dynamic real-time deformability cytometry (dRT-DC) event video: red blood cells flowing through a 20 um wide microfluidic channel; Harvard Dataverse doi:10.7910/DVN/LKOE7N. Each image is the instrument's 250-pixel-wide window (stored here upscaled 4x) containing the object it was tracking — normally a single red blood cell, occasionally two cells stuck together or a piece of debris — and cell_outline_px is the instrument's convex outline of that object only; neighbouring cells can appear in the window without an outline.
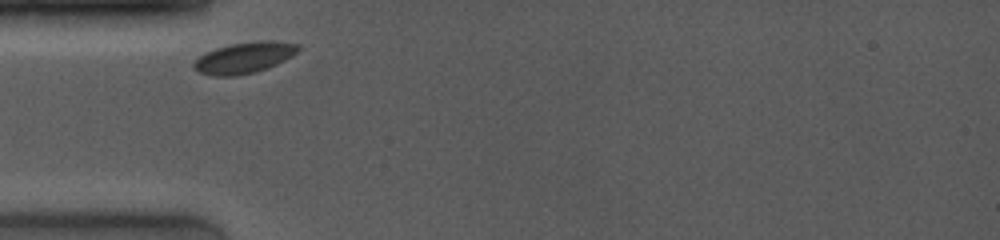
{"species": "common noctule bat (a hibernating species)", "species_latin": "Nyctalus noctula", "temperature_condition": "room temperature", "stored_images_in_passage": 26, "camera_frame_rate_fps": 4000, "um_per_image_px": 0.085, "animal": {"sex": "female", "body_mass_g": 19.0, "forearm_length_mm": 53.3}, "frame": {"image": 1, "passage_image": 1, "time_ms": 0.0, "image_size_px": [1000, 240], "cell_outline_px": [[300, 48], [292, 56], [276, 64], [256, 72], [236, 76], [216, 76], [200, 72], [192, 64], [204, 52], [216, 48], [232, 44], [256, 40], [272, 40], [300, 44]], "centroid_in_image_um": [20.79, 4.89], "position_along_channel_um": 64.2, "area_um2": 18.84}}
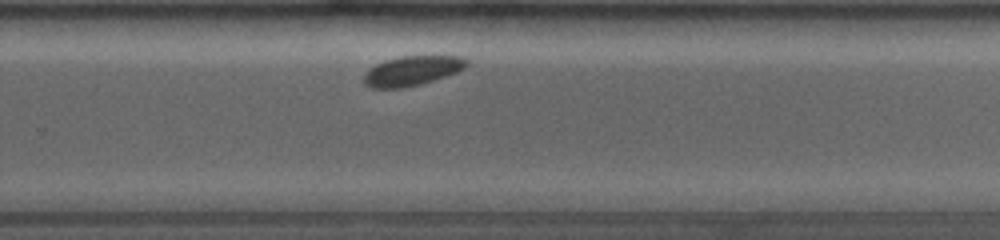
{"frame": {"image": 2, "passage_image": 18, "time_ms": 6.25, "image_size_px": [1000, 240], "cell_outline_px": [[468, 64], [464, 68], [456, 72], [420, 84], [404, 88], [372, 88], [364, 84], [364, 72], [368, 68], [384, 60], [400, 56], [464, 56], [468, 60]], "centroid_in_image_um": [34.99, 6.01], "position_along_channel_um": 294.8, "area_um2": 17.8}}
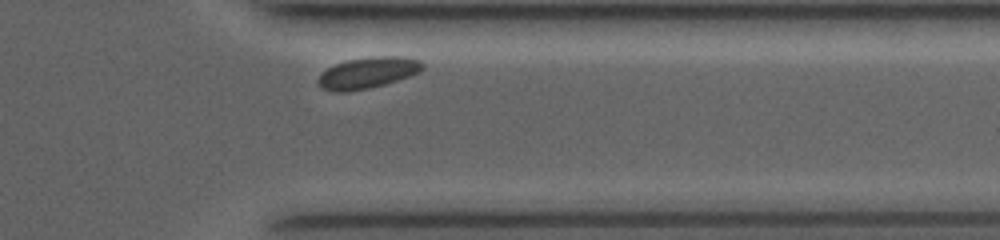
{"frame": {"image": 3, "passage_image": 24, "time_ms": 8.5, "image_size_px": [1000, 240], "cell_outline_px": [[424, 68], [420, 72], [384, 84], [368, 88], [348, 92], [332, 92], [324, 88], [316, 80], [320, 72], [336, 64], [348, 60], [372, 56], [400, 56], [420, 60], [424, 64]], "centroid_in_image_um": [31.25, 6.18], "position_along_channel_um": 380.2, "area_um2": 18.96}}